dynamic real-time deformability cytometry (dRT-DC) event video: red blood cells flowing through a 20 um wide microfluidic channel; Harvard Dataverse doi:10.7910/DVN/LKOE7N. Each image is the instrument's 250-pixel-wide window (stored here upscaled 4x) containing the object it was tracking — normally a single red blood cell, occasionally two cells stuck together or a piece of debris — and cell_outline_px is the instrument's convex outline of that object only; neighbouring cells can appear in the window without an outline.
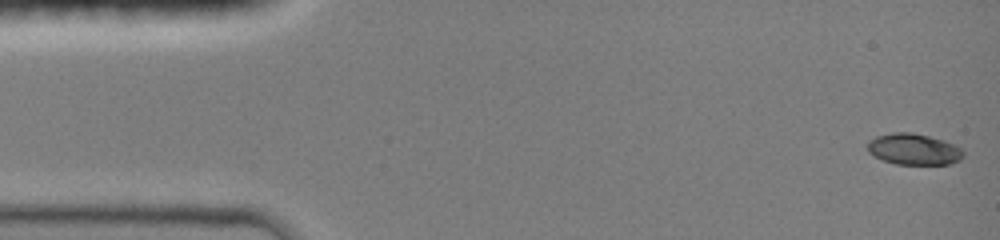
{"species": "common noctule bat (a hibernating species)", "species_latin": "Nyctalus noctula", "temperature_condition": "room temperature", "stored_images_in_passage": 17, "camera_frame_rate_fps": 3000, "um_per_image_px": 0.085, "animal": {"sex": "female", "body_mass_g": 19.0, "forearm_length_mm": 51.5}, "frame": {"image": 1, "passage_image": 1, "time_ms": 0.0, "image_size_px": [1000, 240], "cell_outline_px": [[964, 156], [960, 160], [948, 164], [896, 164], [884, 160], [868, 152], [868, 140], [876, 136], [892, 132], [912, 132], [944, 140], [960, 148], [964, 152]], "centroid_in_image_um": [77.67, 12.67], "position_along_channel_um": 7.3, "area_um2": 17.34}}
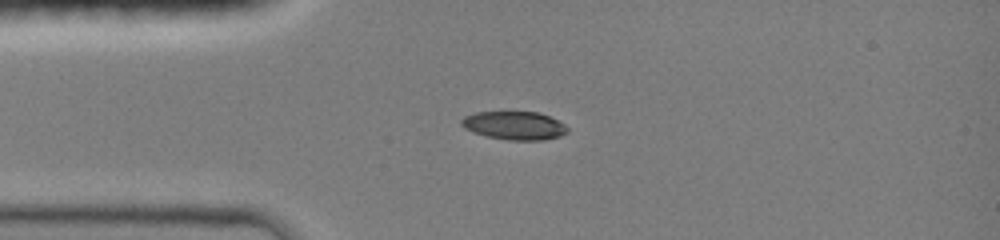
{"frame": {"image": 2, "passage_image": 10, "time_ms": 3.333, "image_size_px": [1000, 240], "cell_outline_px": [[568, 132], [560, 136], [544, 140], [508, 140], [488, 136], [472, 132], [464, 128], [460, 124], [460, 120], [464, 116], [476, 112], [536, 112], [548, 116], [564, 124], [568, 128]], "centroid_in_image_um": [43.7, 10.67], "position_along_channel_um": 41.3, "area_um2": 17.46}}
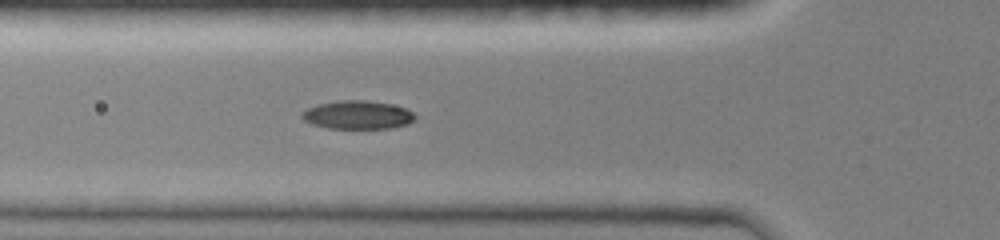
{"frame": {"image": 3, "passage_image": 15, "time_ms": 5.0, "image_size_px": [1000, 240], "cell_outline_px": [[416, 116], [408, 124], [392, 128], [328, 128], [312, 124], [304, 120], [300, 116], [308, 108], [316, 104], [336, 100], [364, 100], [388, 104], [404, 108], [412, 112]], "centroid_in_image_um": [30.36, 9.76], "position_along_channel_um": 95.4, "area_um2": 18.55}}